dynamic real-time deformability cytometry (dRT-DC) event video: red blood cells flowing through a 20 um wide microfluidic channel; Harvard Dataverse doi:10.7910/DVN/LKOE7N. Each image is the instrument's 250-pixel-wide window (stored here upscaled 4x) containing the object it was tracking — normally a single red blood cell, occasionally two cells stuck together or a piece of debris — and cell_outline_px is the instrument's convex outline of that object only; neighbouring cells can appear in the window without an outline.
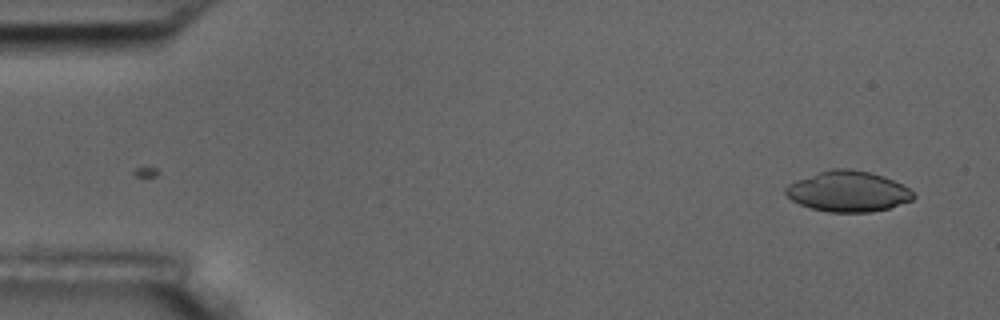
{"species": "common noctule bat (a hibernating species)", "species_latin": "Nyctalus noctula", "temperature_condition": "room temperature", "stored_images_in_passage": 54, "camera_frame_rate_fps": 3000, "um_per_image_px": 0.085, "animal": {"sex": "male", "body_mass_g": 17.5, "forearm_length_mm": 52.3}, "frame": {"image": 1, "passage_image": 1, "time_ms": 0.0, "image_size_px": [1000, 320], "cell_outline_px": [[916, 196], [912, 200], [888, 208], [872, 212], [828, 212], [812, 208], [800, 204], [792, 200], [784, 192], [784, 188], [788, 184], [796, 180], [832, 168], [848, 168], [868, 172], [884, 176], [908, 188]], "centroid_in_image_um": [72.07, 16.27], "position_along_channel_um": 12.9, "area_um2": 30.0}}